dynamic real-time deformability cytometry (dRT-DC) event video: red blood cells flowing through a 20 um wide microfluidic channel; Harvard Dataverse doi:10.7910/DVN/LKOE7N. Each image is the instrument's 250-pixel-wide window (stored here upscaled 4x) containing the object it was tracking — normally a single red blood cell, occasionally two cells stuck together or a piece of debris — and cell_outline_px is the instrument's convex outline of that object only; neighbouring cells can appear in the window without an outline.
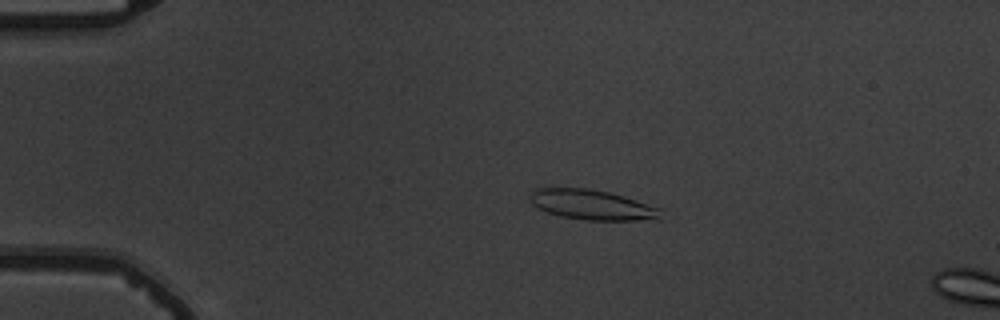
{"species": "common noctule bat (a hibernating species)", "species_latin": "Nyctalus noctula", "temperature_condition": "warm", "stored_images_in_passage": 11, "camera_frame_rate_fps": 3000, "um_per_image_px": 0.085, "animal": {"sex": "male", "body_mass_g": 19.5, "forearm_length_mm": 54.6}, "frame": {"image": 1, "passage_image": 7, "time_ms": 2.0, "image_size_px": [1000, 320], "cell_outline_px": [[664, 220], [588, 220], [560, 216], [548, 212], [532, 204], [528, 196], [536, 188], [544, 184], [588, 188], [608, 192], [624, 196], [660, 208]], "centroid_in_image_um": [50.27, 17.36], "position_along_channel_um": 34.7, "area_um2": 23.7}}